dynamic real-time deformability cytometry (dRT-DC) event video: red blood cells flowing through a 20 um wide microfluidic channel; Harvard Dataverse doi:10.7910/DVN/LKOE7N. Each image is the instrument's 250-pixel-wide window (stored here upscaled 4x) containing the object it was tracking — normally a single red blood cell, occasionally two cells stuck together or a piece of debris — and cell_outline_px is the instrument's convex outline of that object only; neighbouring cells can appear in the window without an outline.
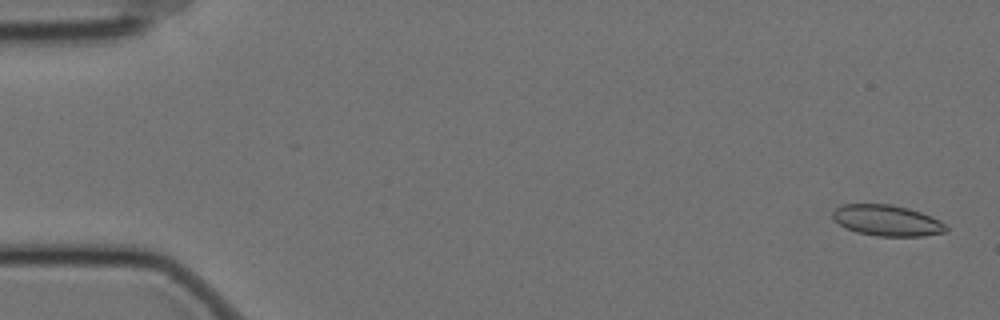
{"species": "Egyptian fruit bat (a non-hibernating species)", "species_latin": "Rousettus aegyptiacus", "temperature_condition": "cold", "stored_images_in_passage": 58, "camera_frame_rate_fps": 3000, "um_per_image_px": 0.085, "animal": {"sex": "female"}, "frame": {"image": 1, "passage_image": 2, "time_ms": 0.333, "image_size_px": [1000, 320], "cell_outline_px": [[948, 232], [924, 236], [876, 236], [856, 232], [840, 224], [832, 216], [832, 212], [836, 208], [844, 204], [892, 204], [908, 208], [920, 212], [940, 220], [948, 228]], "centroid_in_image_um": [75.43, 18.74], "position_along_channel_um": 9.6, "area_um2": 20.4}}
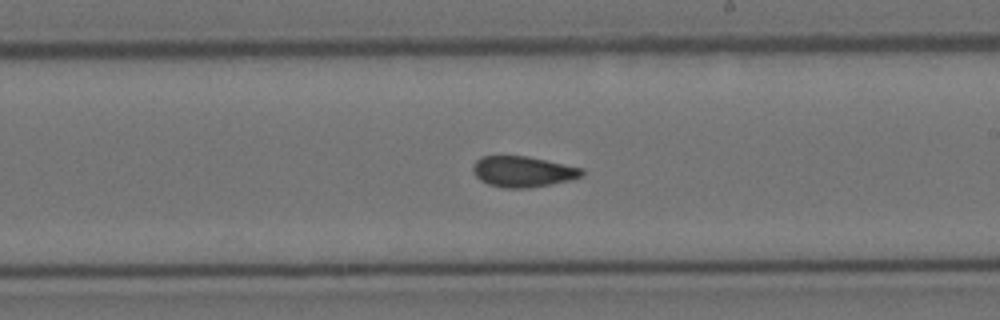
{"frame": {"image": 2, "passage_image": 34, "time_ms": 11.0, "image_size_px": [1000, 320], "cell_outline_px": [[584, 176], [572, 180], [552, 184], [528, 188], [504, 188], [488, 184], [480, 180], [472, 172], [472, 164], [480, 156], [528, 156], [584, 168]], "centroid_in_image_um": [44.46, 14.59], "position_along_channel_um": 244.5, "area_um2": 19.88}}
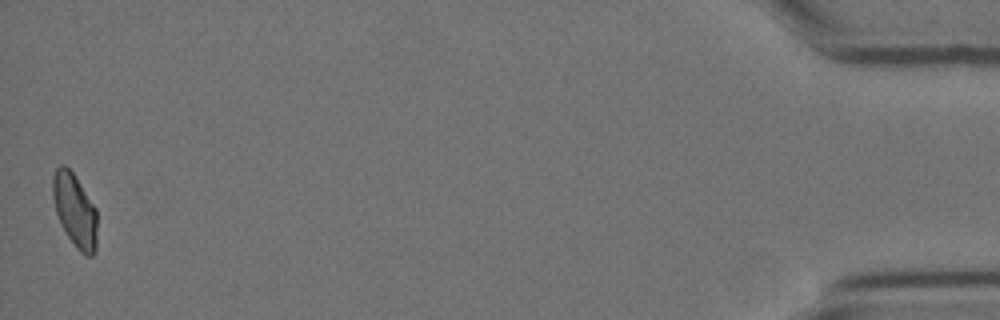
{"frame": {"image": 3, "passage_image": 58, "time_ms": 19.0, "image_size_px": [1000, 320], "cell_outline_px": [[96, 248], [92, 256], [88, 256], [80, 252], [76, 248], [60, 224], [56, 212], [52, 196], [52, 176], [56, 168], [60, 164], [64, 164], [72, 172], [96, 208]], "centroid_in_image_um": [6.34, 17.87], "position_along_channel_um": 428.9, "area_um2": 18.9}, "authors_computed_cell_mechanics": {"area_um2": 20.0566, "velocity_mm_per_s": 3.4589, "shape_relaxation_time_tau1_ms": null, "shape_relaxation_time_tau2_ms": 2.0462, "deformation_change_tau1": null, "deformation_change_tau2": 0.0556}}